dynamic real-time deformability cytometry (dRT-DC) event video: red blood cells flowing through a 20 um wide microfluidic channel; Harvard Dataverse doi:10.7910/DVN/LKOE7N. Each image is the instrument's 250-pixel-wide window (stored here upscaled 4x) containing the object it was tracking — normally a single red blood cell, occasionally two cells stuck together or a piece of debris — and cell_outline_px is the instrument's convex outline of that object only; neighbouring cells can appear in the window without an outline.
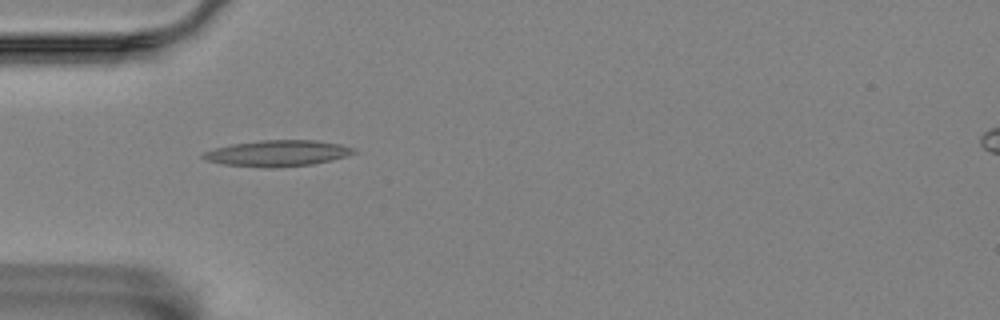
{"species": "Egyptian fruit bat (a non-hibernating species)", "species_latin": "Rousettus aegyptiacus", "temperature_condition": "room temperature", "stored_images_in_passage": 40, "camera_frame_rate_fps": 3000, "um_per_image_px": 0.085, "animal": {"sex": "female"}, "frame": {"image": 1, "passage_image": 1, "time_ms": 0.0, "image_size_px": [1000, 320], "cell_outline_px": [[356, 152], [348, 156], [332, 160], [312, 164], [276, 168], [264, 168], [224, 164], [204, 160], [200, 156], [204, 152], [216, 148], [232, 144], [260, 140], [316, 140], [340, 144], [352, 148]], "centroid_in_image_um": [23.58, 13.03], "position_along_channel_um": 61.4, "area_um2": 22.95}}
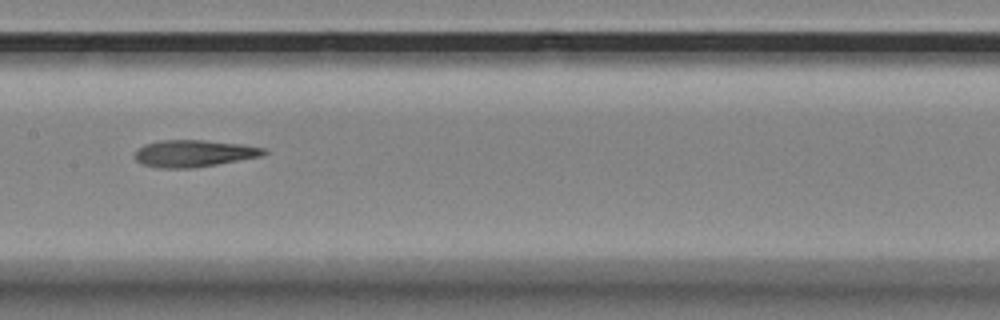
{"frame": {"image": 2, "passage_image": 12, "time_ms": 3.667, "image_size_px": [1000, 320], "cell_outline_px": [[268, 152], [260, 156], [216, 164], [192, 168], [156, 168], [144, 164], [136, 160], [136, 152], [144, 144], [160, 140], [204, 140], [240, 144], [268, 148]], "centroid_in_image_um": [16.49, 13.03], "position_along_channel_um": 190.9, "area_um2": 20.06}}
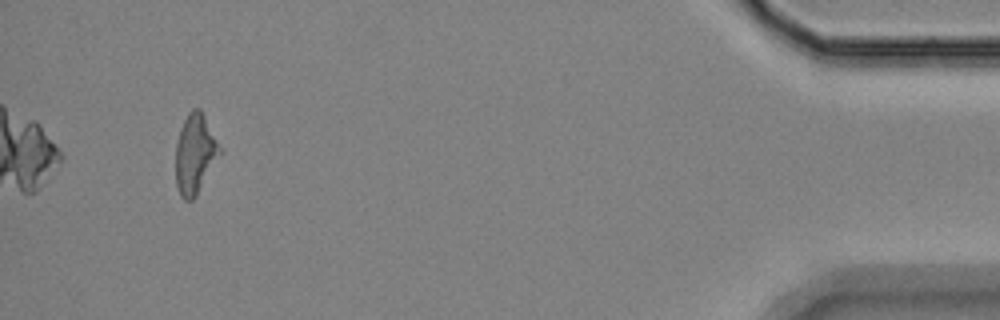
{"frame": {"image": 3, "passage_image": 37, "time_ms": 12.0, "image_size_px": [1000, 320], "cell_outline_px": [[224, 152], [196, 196], [192, 200], [184, 200], [180, 196], [176, 184], [176, 144], [180, 128], [188, 112], [192, 108], [200, 108]], "centroid_in_image_um": [16.61, 13.09], "position_along_channel_um": 418.6, "area_um2": 20.87}, "authors_computed_cell_mechanics": {"area_um2": 20.3745, "velocity_mm_per_s": 3.5629, "shape_relaxation_time_tau1_ms": 9.6528, "shape_relaxation_time_tau2_ms": 8.6159, "deformation_change_tau1": 0.2322, "deformation_change_tau2": 0.2225}}